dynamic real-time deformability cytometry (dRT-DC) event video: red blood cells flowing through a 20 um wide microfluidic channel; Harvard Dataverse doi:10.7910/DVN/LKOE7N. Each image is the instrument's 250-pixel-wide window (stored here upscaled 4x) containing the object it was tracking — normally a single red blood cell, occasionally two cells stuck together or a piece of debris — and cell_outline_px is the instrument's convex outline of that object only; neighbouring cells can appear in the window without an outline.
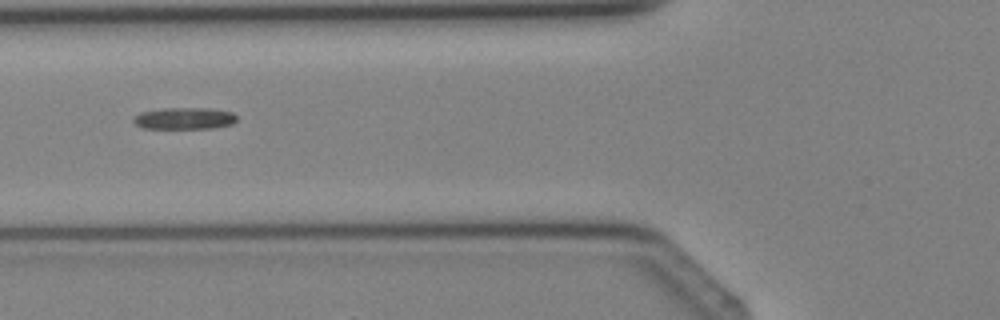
{"species": "Egyptian fruit bat (a non-hibernating species)", "species_latin": "Rousettus aegyptiacus", "temperature_condition": "cold", "stored_images_in_passage": 4, "camera_frame_rate_fps": 3000, "um_per_image_px": 0.085, "animal": {"sex": "female"}, "frame": {"image": 1, "passage_image": 4, "time_ms": 3.333, "image_size_px": [1000, 320], "cell_outline_px": [[236, 120], [232, 124], [212, 128], [140, 128], [132, 120], [140, 112], [164, 108], [212, 108], [232, 112], [236, 116]], "centroid_in_image_um": [15.67, 10.06], "position_along_channel_um": 110.1, "area_um2": 13.06}}